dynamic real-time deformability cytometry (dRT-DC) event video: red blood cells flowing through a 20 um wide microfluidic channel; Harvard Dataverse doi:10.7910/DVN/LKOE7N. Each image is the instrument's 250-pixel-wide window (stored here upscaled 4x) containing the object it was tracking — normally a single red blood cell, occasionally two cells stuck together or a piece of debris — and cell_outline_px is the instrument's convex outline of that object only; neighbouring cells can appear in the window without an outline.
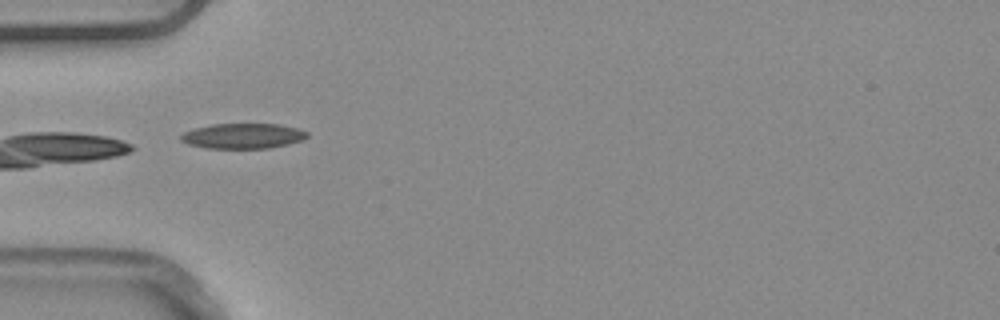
{"species": "common noctule bat (a hibernating species)", "species_latin": "Nyctalus noctula", "temperature_condition": "warm", "stored_images_in_passage": 9, "camera_frame_rate_fps": 3000, "um_per_image_px": 0.085, "animal": {"sex": "male", "body_mass_g": 20.4}, "frame": {"image": 1, "passage_image": 6, "time_ms": 1.667, "image_size_px": [1000, 320], "cell_outline_px": [[308, 136], [304, 140], [288, 144], [268, 148], [204, 148], [188, 144], [180, 140], [180, 136], [184, 132], [196, 128], [212, 124], [280, 124], [296, 128], [308, 132]], "centroid_in_image_um": [20.66, 11.56], "position_along_channel_um": 64.3, "area_um2": 18.55}}
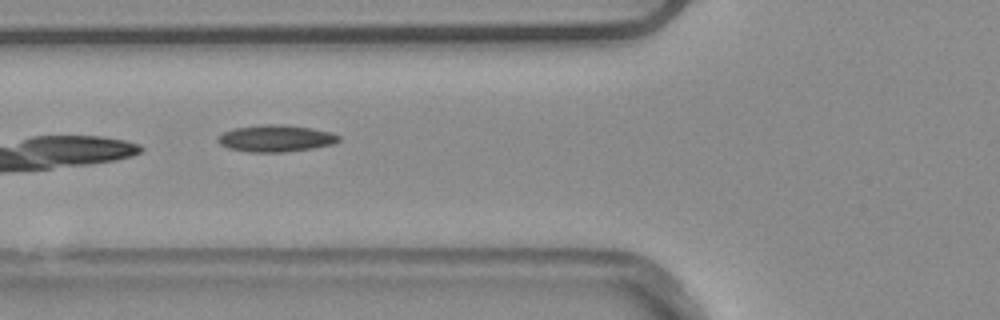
{"frame": {"image": 2, "passage_image": 7, "time_ms": 2.0, "image_size_px": [1000, 320], "cell_outline_px": [[340, 140], [332, 144], [312, 148], [284, 152], [248, 152], [228, 148], [220, 144], [216, 140], [224, 132], [236, 128], [260, 124], [284, 124], [312, 128], [332, 132], [340, 136]], "centroid_in_image_um": [23.45, 11.75], "position_along_channel_um": 102.3, "area_um2": 18.9}}